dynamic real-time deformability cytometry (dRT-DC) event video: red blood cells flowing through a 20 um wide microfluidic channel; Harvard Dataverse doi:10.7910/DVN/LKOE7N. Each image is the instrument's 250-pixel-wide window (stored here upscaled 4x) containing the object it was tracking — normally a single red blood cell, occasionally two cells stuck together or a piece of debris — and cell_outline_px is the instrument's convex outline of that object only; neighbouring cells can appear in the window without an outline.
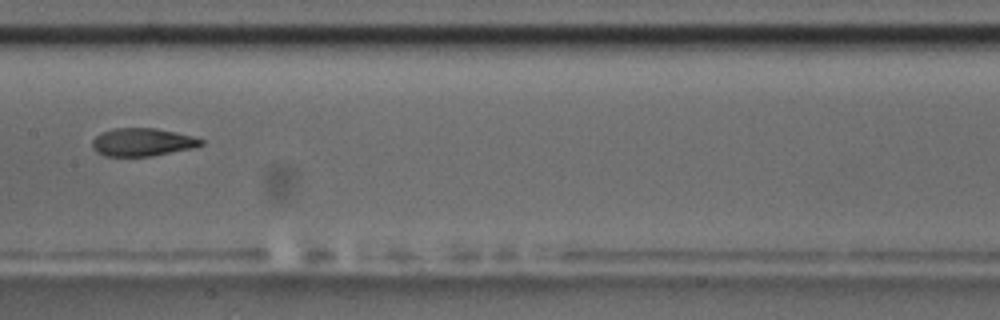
{"species": "common noctule bat (a hibernating species)", "species_latin": "Nyctalus noctula", "temperature_condition": "room temperature", "stored_images_in_passage": 9, "camera_frame_rate_fps": 3000, "um_per_image_px": 0.085, "animal": {"sex": "male", "body_mass_g": 17.5, "forearm_length_mm": 52.3}, "frame": {"image": 1, "passage_image": 9, "time_ms": 9.0, "image_size_px": [1000, 320], "cell_outline_px": [[204, 144], [196, 148], [152, 156], [104, 156], [96, 152], [92, 148], [92, 140], [100, 132], [112, 128], [156, 128], [176, 132], [192, 136], [204, 140]], "centroid_in_image_um": [12.1, 12.08], "position_along_channel_um": 195.3, "area_um2": 18.03}}